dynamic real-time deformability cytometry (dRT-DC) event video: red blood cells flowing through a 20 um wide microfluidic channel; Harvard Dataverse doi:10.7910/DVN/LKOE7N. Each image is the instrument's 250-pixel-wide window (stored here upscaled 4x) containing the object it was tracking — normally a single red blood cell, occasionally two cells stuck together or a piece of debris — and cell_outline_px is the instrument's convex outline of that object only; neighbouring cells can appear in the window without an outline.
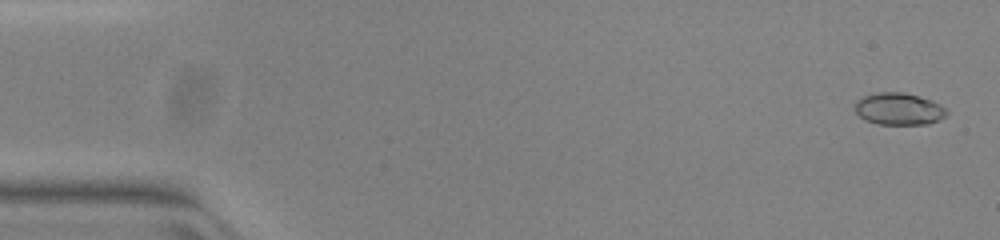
{"species": "common noctule bat (a hibernating species)", "species_latin": "Nyctalus noctula", "temperature_condition": "warm", "stored_images_in_passage": 52, "camera_frame_rate_fps": 3000, "um_per_image_px": 0.085, "animal": {"sex": "female", "body_mass_g": 23.0, "forearm_length_mm": 53.4}, "frame": {"image": 1, "passage_image": 2, "time_ms": 0.333, "image_size_px": [1000, 240], "cell_outline_px": [[948, 112], [940, 120], [928, 124], [880, 124], [864, 120], [856, 112], [856, 100], [864, 96], [876, 92], [904, 92], [932, 100], [940, 104]], "centroid_in_image_um": [76.4, 9.25], "position_along_channel_um": 8.6, "area_um2": 17.11}}
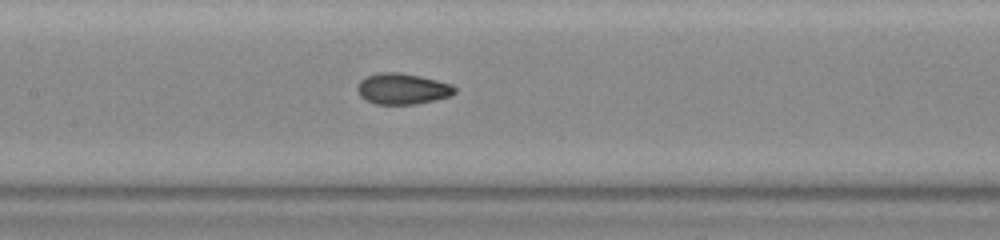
{"frame": {"image": 2, "passage_image": 25, "time_ms": 8.0, "image_size_px": [1000, 240], "cell_outline_px": [[456, 92], [452, 96], [416, 104], [376, 104], [360, 96], [356, 88], [360, 80], [368, 76], [380, 72], [400, 72], [420, 76], [452, 84], [456, 88]], "centroid_in_image_um": [34.23, 7.54], "position_along_channel_um": 173.2, "area_um2": 17.57}}
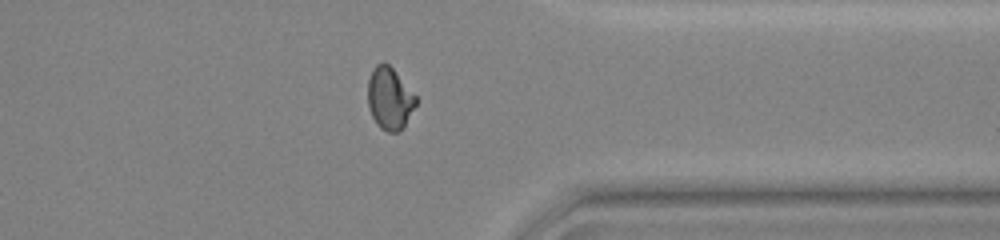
{"frame": {"image": 3, "passage_image": 41, "time_ms": 13.333, "image_size_px": [1000, 240], "cell_outline_px": [[416, 104], [404, 128], [400, 132], [388, 132], [380, 128], [376, 124], [368, 108], [368, 80], [372, 68], [376, 64], [384, 60], [392, 68], [416, 96]], "centroid_in_image_um": [33.1, 8.38], "position_along_channel_um": 378.3, "area_um2": 17.57}, "authors_computed_cell_mechanics": {"area_um2": 17.3978, "velocity_mm_per_s": 3.9897, "shape_relaxation_time_tau1_ms": 10.6969, "shape_relaxation_time_tau2_ms": 0.8864, "deformation_change_tau1": 0.2648, "deformation_change_tau2": 0.0528}}